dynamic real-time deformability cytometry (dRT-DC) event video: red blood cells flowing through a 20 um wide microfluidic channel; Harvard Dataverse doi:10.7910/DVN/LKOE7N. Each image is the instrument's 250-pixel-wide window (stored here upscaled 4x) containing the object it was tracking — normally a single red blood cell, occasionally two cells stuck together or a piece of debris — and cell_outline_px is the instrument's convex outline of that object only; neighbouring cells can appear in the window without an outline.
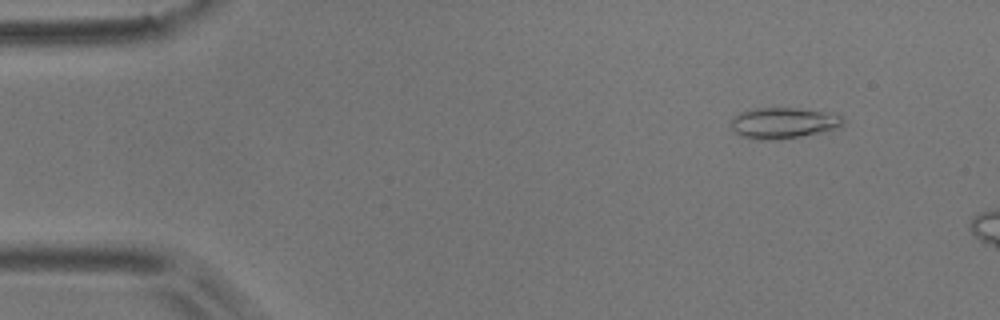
{"species": "common noctule bat (a hibernating species)", "species_latin": "Nyctalus noctula", "temperature_condition": "room temperature", "stored_images_in_passage": 10, "camera_frame_rate_fps": 3000, "um_per_image_px": 0.085, "animal": {"sex": "male", "body_mass_g": 17.9}, "frame": {"image": 1, "passage_image": 5, "time_ms": 1.333, "image_size_px": [1000, 320], "cell_outline_px": [[844, 124], [836, 128], [800, 136], [772, 140], [752, 140], [740, 136], [732, 128], [732, 116], [740, 112], [756, 108], [800, 108], [824, 112], [840, 116], [844, 120]], "centroid_in_image_um": [66.52, 10.45], "position_along_channel_um": 18.5, "area_um2": 20.06}}